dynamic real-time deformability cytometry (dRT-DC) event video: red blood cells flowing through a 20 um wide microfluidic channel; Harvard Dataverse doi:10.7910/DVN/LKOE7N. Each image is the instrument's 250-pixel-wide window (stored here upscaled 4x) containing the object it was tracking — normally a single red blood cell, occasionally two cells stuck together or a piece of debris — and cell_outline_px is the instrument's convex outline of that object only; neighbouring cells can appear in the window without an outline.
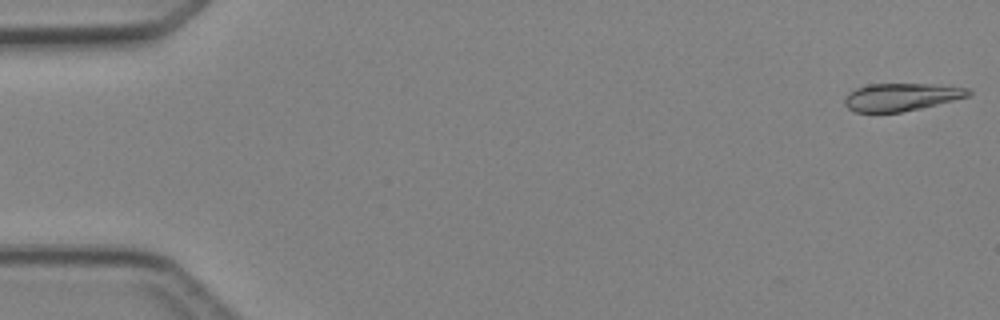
{"species": "Egyptian fruit bat (a non-hibernating species)", "species_latin": "Rousettus aegyptiacus", "temperature_condition": "cold", "stored_images_in_passage": 3, "camera_frame_rate_fps": 3000, "um_per_image_px": 0.085, "animal": {"sex": "female"}, "frame": {"image": 1, "passage_image": 1, "time_ms": 0.0, "image_size_px": [1000, 320], "cell_outline_px": [[972, 92], [968, 96], [920, 108], [900, 112], [856, 112], [848, 108], [844, 104], [844, 100], [848, 92], [856, 88], [868, 84], [932, 84], [968, 88]], "centroid_in_image_um": [76.56, 8.24], "position_along_channel_um": 8.4, "area_um2": 19.77}}